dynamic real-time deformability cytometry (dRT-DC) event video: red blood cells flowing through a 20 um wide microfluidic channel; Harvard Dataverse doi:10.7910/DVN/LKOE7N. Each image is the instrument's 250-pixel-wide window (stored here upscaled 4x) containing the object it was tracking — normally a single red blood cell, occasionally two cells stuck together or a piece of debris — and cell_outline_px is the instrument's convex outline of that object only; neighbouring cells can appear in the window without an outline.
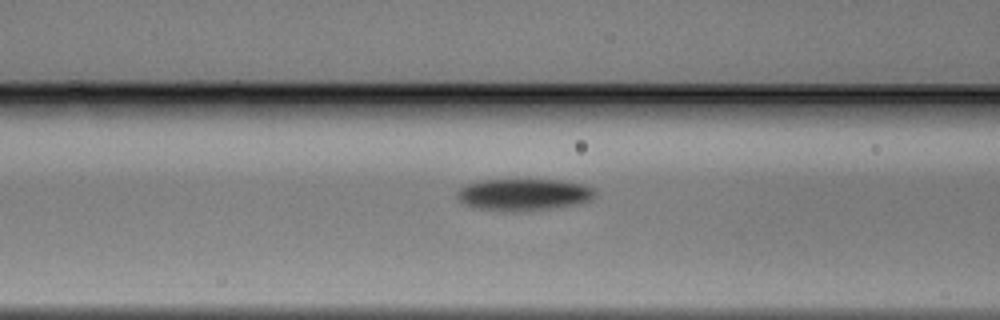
{"species": "Egyptian fruit bat (a non-hibernating species)", "species_latin": "Rousettus aegyptiacus", "temperature_condition": "warm", "stored_images_in_passage": 14, "camera_frame_rate_fps": 3000, "um_per_image_px": 0.085, "animal": {"sex": "male"}, "frame": {"image": 1, "passage_image": 12, "time_ms": 3.667, "image_size_px": [1000, 320], "cell_outline_px": [[596, 192], [588, 200], [576, 204], [548, 208], [512, 212], [508, 212], [476, 208], [464, 204], [456, 196], [456, 192], [464, 184], [484, 180], [560, 180], [584, 184], [592, 188]], "centroid_in_image_um": [44.45, 16.53], "position_along_channel_um": 122.2, "area_um2": 25.43}}